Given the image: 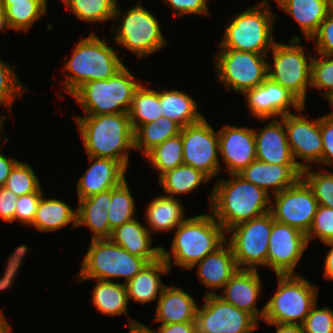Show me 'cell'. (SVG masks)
<instances>
[{"label": "cell", "instance_id": "1", "mask_svg": "<svg viewBox=\"0 0 333 333\" xmlns=\"http://www.w3.org/2000/svg\"><path fill=\"white\" fill-rule=\"evenodd\" d=\"M216 182L208 196L209 209L227 231L237 224L270 212L271 195L239 174Z\"/></svg>", "mask_w": 333, "mask_h": 333}, {"label": "cell", "instance_id": "2", "mask_svg": "<svg viewBox=\"0 0 333 333\" xmlns=\"http://www.w3.org/2000/svg\"><path fill=\"white\" fill-rule=\"evenodd\" d=\"M74 117L87 156L116 160L127 170L129 152L135 150L128 112Z\"/></svg>", "mask_w": 333, "mask_h": 333}, {"label": "cell", "instance_id": "3", "mask_svg": "<svg viewBox=\"0 0 333 333\" xmlns=\"http://www.w3.org/2000/svg\"><path fill=\"white\" fill-rule=\"evenodd\" d=\"M171 252L162 247V258L171 270L176 266L191 270L206 255L216 251L226 241L225 230L212 213L187 218L175 230ZM173 255V263L171 260Z\"/></svg>", "mask_w": 333, "mask_h": 333}, {"label": "cell", "instance_id": "4", "mask_svg": "<svg viewBox=\"0 0 333 333\" xmlns=\"http://www.w3.org/2000/svg\"><path fill=\"white\" fill-rule=\"evenodd\" d=\"M67 61L64 58L66 79L64 91L70 95L88 81L106 80L119 72L125 64L114 47L107 45V38H99L94 32L80 39Z\"/></svg>", "mask_w": 333, "mask_h": 333}, {"label": "cell", "instance_id": "5", "mask_svg": "<svg viewBox=\"0 0 333 333\" xmlns=\"http://www.w3.org/2000/svg\"><path fill=\"white\" fill-rule=\"evenodd\" d=\"M275 16L267 0L236 14L225 28L219 49L268 55L273 49Z\"/></svg>", "mask_w": 333, "mask_h": 333}, {"label": "cell", "instance_id": "6", "mask_svg": "<svg viewBox=\"0 0 333 333\" xmlns=\"http://www.w3.org/2000/svg\"><path fill=\"white\" fill-rule=\"evenodd\" d=\"M124 66L106 80L88 81L71 96L86 115L119 114L128 112L135 91L141 85Z\"/></svg>", "mask_w": 333, "mask_h": 333}, {"label": "cell", "instance_id": "7", "mask_svg": "<svg viewBox=\"0 0 333 333\" xmlns=\"http://www.w3.org/2000/svg\"><path fill=\"white\" fill-rule=\"evenodd\" d=\"M278 287L264 305L265 323L302 325L316 304L318 289L299 273L276 274Z\"/></svg>", "mask_w": 333, "mask_h": 333}, {"label": "cell", "instance_id": "8", "mask_svg": "<svg viewBox=\"0 0 333 333\" xmlns=\"http://www.w3.org/2000/svg\"><path fill=\"white\" fill-rule=\"evenodd\" d=\"M90 241L82 267L76 275L79 282L89 279L112 281L123 277L126 283L148 264L144 258L130 254L110 239Z\"/></svg>", "mask_w": 333, "mask_h": 333}, {"label": "cell", "instance_id": "9", "mask_svg": "<svg viewBox=\"0 0 333 333\" xmlns=\"http://www.w3.org/2000/svg\"><path fill=\"white\" fill-rule=\"evenodd\" d=\"M140 2L124 14L118 3L110 29L114 32V43L124 46L139 58L147 57L167 44L157 18Z\"/></svg>", "mask_w": 333, "mask_h": 333}, {"label": "cell", "instance_id": "10", "mask_svg": "<svg viewBox=\"0 0 333 333\" xmlns=\"http://www.w3.org/2000/svg\"><path fill=\"white\" fill-rule=\"evenodd\" d=\"M270 52L273 64L268 62V77L288 89L305 105L307 90L311 86L313 56L305 55L300 37L296 35L288 45L276 42Z\"/></svg>", "mask_w": 333, "mask_h": 333}, {"label": "cell", "instance_id": "11", "mask_svg": "<svg viewBox=\"0 0 333 333\" xmlns=\"http://www.w3.org/2000/svg\"><path fill=\"white\" fill-rule=\"evenodd\" d=\"M268 55L243 52L234 49H219L214 55L217 81L227 91L242 95L261 85L268 77Z\"/></svg>", "mask_w": 333, "mask_h": 333}, {"label": "cell", "instance_id": "12", "mask_svg": "<svg viewBox=\"0 0 333 333\" xmlns=\"http://www.w3.org/2000/svg\"><path fill=\"white\" fill-rule=\"evenodd\" d=\"M275 220L270 212L235 225L227 231L226 237L233 250L239 269L258 270L267 266L269 239ZM258 265V266H257Z\"/></svg>", "mask_w": 333, "mask_h": 333}, {"label": "cell", "instance_id": "13", "mask_svg": "<svg viewBox=\"0 0 333 333\" xmlns=\"http://www.w3.org/2000/svg\"><path fill=\"white\" fill-rule=\"evenodd\" d=\"M195 321L197 333H253L259 323L251 314L209 289L205 292L202 308L197 309Z\"/></svg>", "mask_w": 333, "mask_h": 333}, {"label": "cell", "instance_id": "14", "mask_svg": "<svg viewBox=\"0 0 333 333\" xmlns=\"http://www.w3.org/2000/svg\"><path fill=\"white\" fill-rule=\"evenodd\" d=\"M317 207L318 202L312 189L301 178L295 185L271 196L270 213L275 221L294 227L306 235Z\"/></svg>", "mask_w": 333, "mask_h": 333}, {"label": "cell", "instance_id": "15", "mask_svg": "<svg viewBox=\"0 0 333 333\" xmlns=\"http://www.w3.org/2000/svg\"><path fill=\"white\" fill-rule=\"evenodd\" d=\"M183 144V164L202 171L210 179L221 172L218 131L205 117L180 130Z\"/></svg>", "mask_w": 333, "mask_h": 333}, {"label": "cell", "instance_id": "16", "mask_svg": "<svg viewBox=\"0 0 333 333\" xmlns=\"http://www.w3.org/2000/svg\"><path fill=\"white\" fill-rule=\"evenodd\" d=\"M305 107L295 114L283 116L292 156L302 170L312 167L309 162L320 164L323 151L320 118L311 120L301 114ZM298 158L304 160L305 163L298 162Z\"/></svg>", "mask_w": 333, "mask_h": 333}, {"label": "cell", "instance_id": "17", "mask_svg": "<svg viewBox=\"0 0 333 333\" xmlns=\"http://www.w3.org/2000/svg\"><path fill=\"white\" fill-rule=\"evenodd\" d=\"M307 247L306 235L303 232L274 221L269 239L267 267L275 274H296L295 267Z\"/></svg>", "mask_w": 333, "mask_h": 333}, {"label": "cell", "instance_id": "18", "mask_svg": "<svg viewBox=\"0 0 333 333\" xmlns=\"http://www.w3.org/2000/svg\"><path fill=\"white\" fill-rule=\"evenodd\" d=\"M246 99L248 112L264 122L270 118L291 114L288 110L293 107L297 112L305 105L288 89L267 77L264 82L243 94Z\"/></svg>", "mask_w": 333, "mask_h": 333}, {"label": "cell", "instance_id": "19", "mask_svg": "<svg viewBox=\"0 0 333 333\" xmlns=\"http://www.w3.org/2000/svg\"><path fill=\"white\" fill-rule=\"evenodd\" d=\"M218 139L228 175L238 174L256 160L254 129L226 124L218 131Z\"/></svg>", "mask_w": 333, "mask_h": 333}, {"label": "cell", "instance_id": "20", "mask_svg": "<svg viewBox=\"0 0 333 333\" xmlns=\"http://www.w3.org/2000/svg\"><path fill=\"white\" fill-rule=\"evenodd\" d=\"M261 279L258 270L238 269L223 288L222 295H218L224 301L240 310L251 314L257 321L263 319L265 307L258 310L257 299L261 294Z\"/></svg>", "mask_w": 333, "mask_h": 333}, {"label": "cell", "instance_id": "21", "mask_svg": "<svg viewBox=\"0 0 333 333\" xmlns=\"http://www.w3.org/2000/svg\"><path fill=\"white\" fill-rule=\"evenodd\" d=\"M92 162L77 183V197L84 199L118 186L126 179L127 171L118 161L88 156Z\"/></svg>", "mask_w": 333, "mask_h": 333}, {"label": "cell", "instance_id": "22", "mask_svg": "<svg viewBox=\"0 0 333 333\" xmlns=\"http://www.w3.org/2000/svg\"><path fill=\"white\" fill-rule=\"evenodd\" d=\"M272 119L259 132L254 129L256 159L268 164L297 165L288 144L283 116L281 121Z\"/></svg>", "mask_w": 333, "mask_h": 333}, {"label": "cell", "instance_id": "23", "mask_svg": "<svg viewBox=\"0 0 333 333\" xmlns=\"http://www.w3.org/2000/svg\"><path fill=\"white\" fill-rule=\"evenodd\" d=\"M238 174L268 194L272 189L274 195L295 185L302 178V169L298 165L268 164L256 159Z\"/></svg>", "mask_w": 333, "mask_h": 333}, {"label": "cell", "instance_id": "24", "mask_svg": "<svg viewBox=\"0 0 333 333\" xmlns=\"http://www.w3.org/2000/svg\"><path fill=\"white\" fill-rule=\"evenodd\" d=\"M197 266L200 282L210 290L223 289L226 283L238 271V266L230 244L226 241L216 251L206 255Z\"/></svg>", "mask_w": 333, "mask_h": 333}, {"label": "cell", "instance_id": "25", "mask_svg": "<svg viewBox=\"0 0 333 333\" xmlns=\"http://www.w3.org/2000/svg\"><path fill=\"white\" fill-rule=\"evenodd\" d=\"M197 304L182 288L166 285L157 300L154 322L161 324L196 322Z\"/></svg>", "mask_w": 333, "mask_h": 333}, {"label": "cell", "instance_id": "26", "mask_svg": "<svg viewBox=\"0 0 333 333\" xmlns=\"http://www.w3.org/2000/svg\"><path fill=\"white\" fill-rule=\"evenodd\" d=\"M136 218L112 230L110 240L130 254L144 258L148 263L162 257V246L151 247V232Z\"/></svg>", "mask_w": 333, "mask_h": 333}, {"label": "cell", "instance_id": "27", "mask_svg": "<svg viewBox=\"0 0 333 333\" xmlns=\"http://www.w3.org/2000/svg\"><path fill=\"white\" fill-rule=\"evenodd\" d=\"M111 202V189L78 199L77 227L86 225L93 239H109L112 233L108 222V209Z\"/></svg>", "mask_w": 333, "mask_h": 333}, {"label": "cell", "instance_id": "28", "mask_svg": "<svg viewBox=\"0 0 333 333\" xmlns=\"http://www.w3.org/2000/svg\"><path fill=\"white\" fill-rule=\"evenodd\" d=\"M169 271L170 268L162 257L148 263L133 279L124 283L128 299L142 304L157 301L166 286L162 283L161 276Z\"/></svg>", "mask_w": 333, "mask_h": 333}, {"label": "cell", "instance_id": "29", "mask_svg": "<svg viewBox=\"0 0 333 333\" xmlns=\"http://www.w3.org/2000/svg\"><path fill=\"white\" fill-rule=\"evenodd\" d=\"M279 9L299 24L307 40L317 33L321 23L331 12V0H275Z\"/></svg>", "mask_w": 333, "mask_h": 333}, {"label": "cell", "instance_id": "30", "mask_svg": "<svg viewBox=\"0 0 333 333\" xmlns=\"http://www.w3.org/2000/svg\"><path fill=\"white\" fill-rule=\"evenodd\" d=\"M180 200L165 195L155 197L146 207V223L151 234L176 229L187 218ZM153 231V232H152Z\"/></svg>", "mask_w": 333, "mask_h": 333}, {"label": "cell", "instance_id": "31", "mask_svg": "<svg viewBox=\"0 0 333 333\" xmlns=\"http://www.w3.org/2000/svg\"><path fill=\"white\" fill-rule=\"evenodd\" d=\"M77 210H73L66 202L41 197L35 218L30 227H35L41 232H53L69 224L77 228Z\"/></svg>", "mask_w": 333, "mask_h": 333}, {"label": "cell", "instance_id": "32", "mask_svg": "<svg viewBox=\"0 0 333 333\" xmlns=\"http://www.w3.org/2000/svg\"><path fill=\"white\" fill-rule=\"evenodd\" d=\"M160 105L163 117L171 119L181 128L198 123L204 118L198 112L195 99L179 90L160 91Z\"/></svg>", "mask_w": 333, "mask_h": 333}, {"label": "cell", "instance_id": "33", "mask_svg": "<svg viewBox=\"0 0 333 333\" xmlns=\"http://www.w3.org/2000/svg\"><path fill=\"white\" fill-rule=\"evenodd\" d=\"M92 303L97 310L109 316L128 315V295L124 283L96 280Z\"/></svg>", "mask_w": 333, "mask_h": 333}, {"label": "cell", "instance_id": "34", "mask_svg": "<svg viewBox=\"0 0 333 333\" xmlns=\"http://www.w3.org/2000/svg\"><path fill=\"white\" fill-rule=\"evenodd\" d=\"M211 180L202 171L188 165H180L159 177V183L168 197L185 195Z\"/></svg>", "mask_w": 333, "mask_h": 333}, {"label": "cell", "instance_id": "35", "mask_svg": "<svg viewBox=\"0 0 333 333\" xmlns=\"http://www.w3.org/2000/svg\"><path fill=\"white\" fill-rule=\"evenodd\" d=\"M128 115L133 130L139 125L154 122L163 117L160 105V91L141 85L135 91Z\"/></svg>", "mask_w": 333, "mask_h": 333}, {"label": "cell", "instance_id": "36", "mask_svg": "<svg viewBox=\"0 0 333 333\" xmlns=\"http://www.w3.org/2000/svg\"><path fill=\"white\" fill-rule=\"evenodd\" d=\"M181 127L167 117L139 125L134 130L135 151L145 155L153 147L180 134Z\"/></svg>", "mask_w": 333, "mask_h": 333}, {"label": "cell", "instance_id": "37", "mask_svg": "<svg viewBox=\"0 0 333 333\" xmlns=\"http://www.w3.org/2000/svg\"><path fill=\"white\" fill-rule=\"evenodd\" d=\"M146 161L158 170L159 177L177 166L183 165V144L181 134L156 145L145 155Z\"/></svg>", "mask_w": 333, "mask_h": 333}, {"label": "cell", "instance_id": "38", "mask_svg": "<svg viewBox=\"0 0 333 333\" xmlns=\"http://www.w3.org/2000/svg\"><path fill=\"white\" fill-rule=\"evenodd\" d=\"M47 5V0H28L8 5L5 14L9 28L27 32L34 22L47 13Z\"/></svg>", "mask_w": 333, "mask_h": 333}, {"label": "cell", "instance_id": "39", "mask_svg": "<svg viewBox=\"0 0 333 333\" xmlns=\"http://www.w3.org/2000/svg\"><path fill=\"white\" fill-rule=\"evenodd\" d=\"M135 201L131 195L127 180L111 189V202L108 209V222L111 230L129 222L136 214Z\"/></svg>", "mask_w": 333, "mask_h": 333}, {"label": "cell", "instance_id": "40", "mask_svg": "<svg viewBox=\"0 0 333 333\" xmlns=\"http://www.w3.org/2000/svg\"><path fill=\"white\" fill-rule=\"evenodd\" d=\"M79 20L105 22L113 19L117 0H61Z\"/></svg>", "mask_w": 333, "mask_h": 333}, {"label": "cell", "instance_id": "41", "mask_svg": "<svg viewBox=\"0 0 333 333\" xmlns=\"http://www.w3.org/2000/svg\"><path fill=\"white\" fill-rule=\"evenodd\" d=\"M4 187L20 197L37 192L42 186L32 166L18 161L6 179Z\"/></svg>", "mask_w": 333, "mask_h": 333}, {"label": "cell", "instance_id": "42", "mask_svg": "<svg viewBox=\"0 0 333 333\" xmlns=\"http://www.w3.org/2000/svg\"><path fill=\"white\" fill-rule=\"evenodd\" d=\"M311 168L302 170V179L312 189L318 205L333 208V172Z\"/></svg>", "mask_w": 333, "mask_h": 333}, {"label": "cell", "instance_id": "43", "mask_svg": "<svg viewBox=\"0 0 333 333\" xmlns=\"http://www.w3.org/2000/svg\"><path fill=\"white\" fill-rule=\"evenodd\" d=\"M317 55L311 62L310 88L324 89L322 95L330 102L333 99V55Z\"/></svg>", "mask_w": 333, "mask_h": 333}, {"label": "cell", "instance_id": "44", "mask_svg": "<svg viewBox=\"0 0 333 333\" xmlns=\"http://www.w3.org/2000/svg\"><path fill=\"white\" fill-rule=\"evenodd\" d=\"M13 65L7 64L0 59V106L9 110L13 102L21 98L27 90L22 82L18 79Z\"/></svg>", "mask_w": 333, "mask_h": 333}, {"label": "cell", "instance_id": "45", "mask_svg": "<svg viewBox=\"0 0 333 333\" xmlns=\"http://www.w3.org/2000/svg\"><path fill=\"white\" fill-rule=\"evenodd\" d=\"M315 237L323 244L333 242V208L318 205L311 228L306 234L307 243Z\"/></svg>", "mask_w": 333, "mask_h": 333}, {"label": "cell", "instance_id": "46", "mask_svg": "<svg viewBox=\"0 0 333 333\" xmlns=\"http://www.w3.org/2000/svg\"><path fill=\"white\" fill-rule=\"evenodd\" d=\"M304 333H333V310L318 308L317 302L311 308L302 324Z\"/></svg>", "mask_w": 333, "mask_h": 333}, {"label": "cell", "instance_id": "47", "mask_svg": "<svg viewBox=\"0 0 333 333\" xmlns=\"http://www.w3.org/2000/svg\"><path fill=\"white\" fill-rule=\"evenodd\" d=\"M42 187L34 193L22 195L17 198L14 221L21 222L30 226L36 215L41 197L43 196Z\"/></svg>", "mask_w": 333, "mask_h": 333}, {"label": "cell", "instance_id": "48", "mask_svg": "<svg viewBox=\"0 0 333 333\" xmlns=\"http://www.w3.org/2000/svg\"><path fill=\"white\" fill-rule=\"evenodd\" d=\"M316 40V53L333 55V13L330 12L321 23L317 33L311 38Z\"/></svg>", "mask_w": 333, "mask_h": 333}, {"label": "cell", "instance_id": "49", "mask_svg": "<svg viewBox=\"0 0 333 333\" xmlns=\"http://www.w3.org/2000/svg\"><path fill=\"white\" fill-rule=\"evenodd\" d=\"M320 132L323 143L320 165L333 166V114L331 112L320 117Z\"/></svg>", "mask_w": 333, "mask_h": 333}, {"label": "cell", "instance_id": "50", "mask_svg": "<svg viewBox=\"0 0 333 333\" xmlns=\"http://www.w3.org/2000/svg\"><path fill=\"white\" fill-rule=\"evenodd\" d=\"M170 6L174 14L178 17L183 15H209L208 4L206 0H163Z\"/></svg>", "mask_w": 333, "mask_h": 333}, {"label": "cell", "instance_id": "51", "mask_svg": "<svg viewBox=\"0 0 333 333\" xmlns=\"http://www.w3.org/2000/svg\"><path fill=\"white\" fill-rule=\"evenodd\" d=\"M17 198L18 196L4 186L0 187V218L3 221L7 223L14 222Z\"/></svg>", "mask_w": 333, "mask_h": 333}, {"label": "cell", "instance_id": "52", "mask_svg": "<svg viewBox=\"0 0 333 333\" xmlns=\"http://www.w3.org/2000/svg\"><path fill=\"white\" fill-rule=\"evenodd\" d=\"M29 248L26 245H19L12 255L9 256L6 263L5 272L1 277L16 278V274L21 265V262H25L24 256L28 252Z\"/></svg>", "mask_w": 333, "mask_h": 333}, {"label": "cell", "instance_id": "53", "mask_svg": "<svg viewBox=\"0 0 333 333\" xmlns=\"http://www.w3.org/2000/svg\"><path fill=\"white\" fill-rule=\"evenodd\" d=\"M157 333H197L196 322L161 324Z\"/></svg>", "mask_w": 333, "mask_h": 333}, {"label": "cell", "instance_id": "54", "mask_svg": "<svg viewBox=\"0 0 333 333\" xmlns=\"http://www.w3.org/2000/svg\"><path fill=\"white\" fill-rule=\"evenodd\" d=\"M19 160L13 157L7 158L0 152V187L4 186L11 170Z\"/></svg>", "mask_w": 333, "mask_h": 333}, {"label": "cell", "instance_id": "55", "mask_svg": "<svg viewBox=\"0 0 333 333\" xmlns=\"http://www.w3.org/2000/svg\"><path fill=\"white\" fill-rule=\"evenodd\" d=\"M325 245L331 247L329 252H327L325 256V262H324V273L323 277L326 278V280L330 279L333 281V242L324 243Z\"/></svg>", "mask_w": 333, "mask_h": 333}, {"label": "cell", "instance_id": "56", "mask_svg": "<svg viewBox=\"0 0 333 333\" xmlns=\"http://www.w3.org/2000/svg\"><path fill=\"white\" fill-rule=\"evenodd\" d=\"M267 325H276L275 333H304L302 325L284 324V323H266Z\"/></svg>", "mask_w": 333, "mask_h": 333}, {"label": "cell", "instance_id": "57", "mask_svg": "<svg viewBox=\"0 0 333 333\" xmlns=\"http://www.w3.org/2000/svg\"><path fill=\"white\" fill-rule=\"evenodd\" d=\"M129 330V333H157L156 331L135 319L129 320Z\"/></svg>", "mask_w": 333, "mask_h": 333}, {"label": "cell", "instance_id": "58", "mask_svg": "<svg viewBox=\"0 0 333 333\" xmlns=\"http://www.w3.org/2000/svg\"><path fill=\"white\" fill-rule=\"evenodd\" d=\"M12 328L5 318L3 311L0 310V333H10Z\"/></svg>", "mask_w": 333, "mask_h": 333}, {"label": "cell", "instance_id": "59", "mask_svg": "<svg viewBox=\"0 0 333 333\" xmlns=\"http://www.w3.org/2000/svg\"><path fill=\"white\" fill-rule=\"evenodd\" d=\"M10 29L7 23L5 9L0 4V33L2 30Z\"/></svg>", "mask_w": 333, "mask_h": 333}, {"label": "cell", "instance_id": "60", "mask_svg": "<svg viewBox=\"0 0 333 333\" xmlns=\"http://www.w3.org/2000/svg\"><path fill=\"white\" fill-rule=\"evenodd\" d=\"M14 278H8V277H0V291L9 289L12 287V283H14Z\"/></svg>", "mask_w": 333, "mask_h": 333}, {"label": "cell", "instance_id": "61", "mask_svg": "<svg viewBox=\"0 0 333 333\" xmlns=\"http://www.w3.org/2000/svg\"><path fill=\"white\" fill-rule=\"evenodd\" d=\"M20 2H28V0H0V4L5 9L8 5H12L13 3H20Z\"/></svg>", "mask_w": 333, "mask_h": 333}, {"label": "cell", "instance_id": "62", "mask_svg": "<svg viewBox=\"0 0 333 333\" xmlns=\"http://www.w3.org/2000/svg\"><path fill=\"white\" fill-rule=\"evenodd\" d=\"M5 117H7V116H5V115H0V138H1V132H2V127H3V122H4V120H5ZM2 147L0 146V149H1Z\"/></svg>", "mask_w": 333, "mask_h": 333}, {"label": "cell", "instance_id": "63", "mask_svg": "<svg viewBox=\"0 0 333 333\" xmlns=\"http://www.w3.org/2000/svg\"><path fill=\"white\" fill-rule=\"evenodd\" d=\"M331 12L333 13V0H331Z\"/></svg>", "mask_w": 333, "mask_h": 333}, {"label": "cell", "instance_id": "64", "mask_svg": "<svg viewBox=\"0 0 333 333\" xmlns=\"http://www.w3.org/2000/svg\"><path fill=\"white\" fill-rule=\"evenodd\" d=\"M333 108V99L329 102ZM331 113L333 114V110L331 111Z\"/></svg>", "mask_w": 333, "mask_h": 333}]
</instances>
